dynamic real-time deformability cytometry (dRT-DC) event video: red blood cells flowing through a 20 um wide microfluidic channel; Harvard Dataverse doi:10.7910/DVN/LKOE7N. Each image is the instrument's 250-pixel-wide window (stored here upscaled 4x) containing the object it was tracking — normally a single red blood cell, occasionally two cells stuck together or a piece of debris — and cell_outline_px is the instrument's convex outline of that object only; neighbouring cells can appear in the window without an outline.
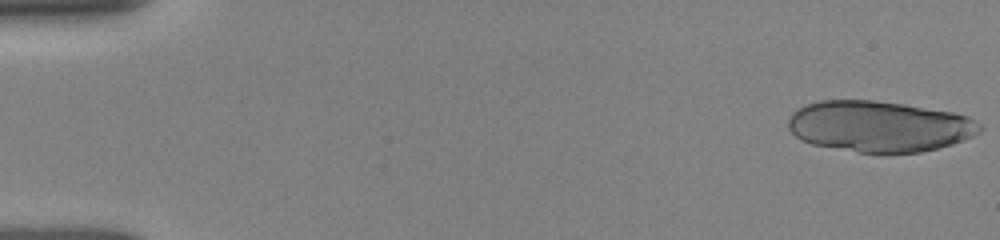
{"species": "human", "species_latin": "Homo sapiens", "temperature_condition": "room temperature", "stored_images_in_passage": 6, "camera_frame_rate_fps": 3000, "um_per_image_px": 0.085, "donor": {"sex": "female"}, "frame": {"image": 1, "passage_image": 1, "time_ms": 0.0, "image_size_px": [1000, 240], "cell_outline_px": [[984, 128], [980, 132], [964, 140], [940, 148], [920, 152], [888, 156], [880, 156], [812, 144], [800, 140], [788, 128], [788, 120], [792, 112], [796, 108], [804, 104], [820, 100], [872, 100], [904, 104], [952, 112], [968, 116], [976, 120]], "centroid_in_image_um": [74.74, 10.77], "position_along_channel_um": 10.3, "area_um2": 58.15}}